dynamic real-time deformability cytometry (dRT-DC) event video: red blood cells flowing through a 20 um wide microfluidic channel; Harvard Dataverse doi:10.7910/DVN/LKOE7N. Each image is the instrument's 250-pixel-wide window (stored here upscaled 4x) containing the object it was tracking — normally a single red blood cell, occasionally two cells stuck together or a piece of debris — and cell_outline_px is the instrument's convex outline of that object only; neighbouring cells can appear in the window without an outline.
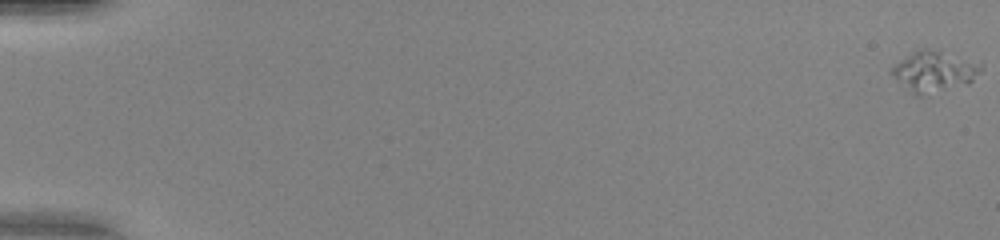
{"species": "human", "species_latin": "Homo sapiens", "temperature_condition": "warm", "stored_images_in_passage": 52, "camera_frame_rate_fps": 3000, "um_per_image_px": 0.085, "donor": {"sex": "female"}, "frame": {"image": 1, "passage_image": 1, "time_ms": 0.0, "image_size_px": [1000, 240], "cell_outline_px": [[980, 72], [968, 84], [920, 96], [916, 96], [896, 80], [888, 72], [888, 68], [912, 52], [924, 48], [940, 52], [980, 64]], "centroid_in_image_um": [79.29, 6.1], "position_along_channel_um": 5.7, "area_um2": 20.58}}
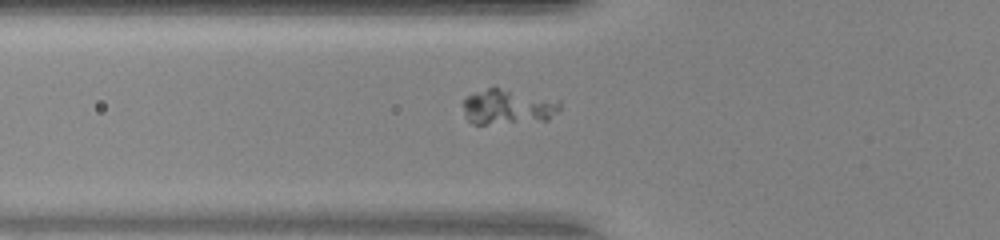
{"frame": {"image": 2, "passage_image": 21, "time_ms": 6.667, "image_size_px": [1000, 240], "cell_outline_px": [[560, 112], [548, 120], [484, 124], [472, 124], [464, 116], [464, 100], [468, 96], [476, 92], [488, 88], [500, 88], [560, 100]], "centroid_in_image_um": [43.21, 9.1], "position_along_channel_um": 82.6, "area_um2": 19.71}}
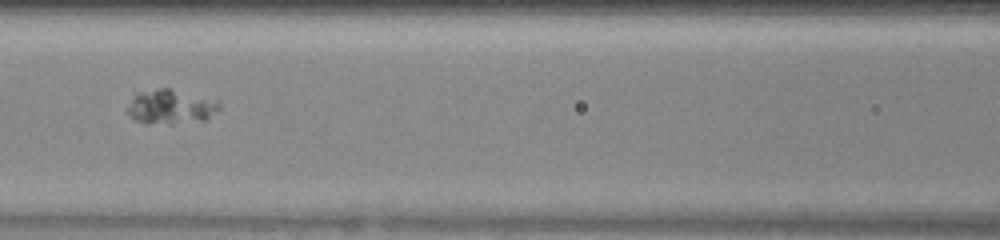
{"frame": {"image": 3, "passage_image": 26, "time_ms": 8.333, "image_size_px": [1000, 240], "cell_outline_px": [[220, 108], [208, 120], [172, 124], [144, 124], [136, 120], [128, 112], [128, 108], [136, 92], [156, 88], [168, 88], [220, 100]], "centroid_in_image_um": [14.57, 9.08], "position_along_channel_um": 152.0, "area_um2": 18.73}}